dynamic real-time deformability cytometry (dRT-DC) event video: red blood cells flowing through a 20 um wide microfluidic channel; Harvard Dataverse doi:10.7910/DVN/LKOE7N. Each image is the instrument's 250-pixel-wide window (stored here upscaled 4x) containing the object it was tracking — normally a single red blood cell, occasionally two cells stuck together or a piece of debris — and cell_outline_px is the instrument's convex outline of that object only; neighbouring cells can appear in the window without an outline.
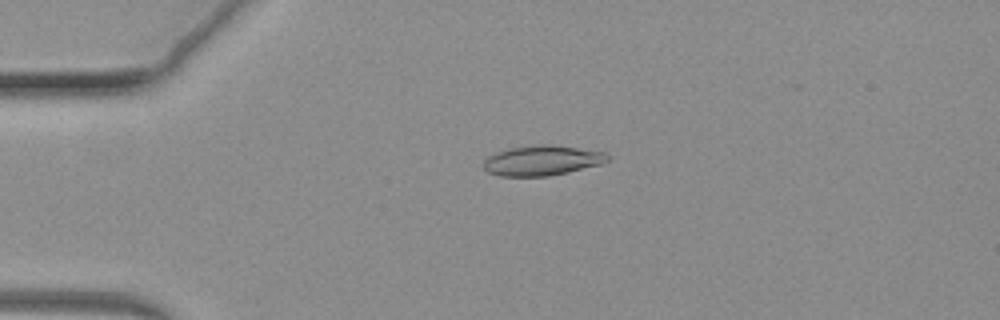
{"species": "common noctule bat (a hibernating species)", "species_latin": "Nyctalus noctula", "temperature_condition": "warm", "stored_images_in_passage": 59, "camera_frame_rate_fps": 3000, "um_per_image_px": 0.085, "animal": {"sex": "female", "body_mass_g": 19.3, "forearm_length_mm": 54.1}, "frame": {"image": 1, "passage_image": 14, "time_ms": 4.333, "image_size_px": [1000, 320], "cell_outline_px": [[608, 160], [600, 164], [568, 172], [548, 176], [500, 176], [488, 172], [484, 168], [484, 160], [488, 156], [496, 152], [512, 148], [536, 144], [552, 144], [608, 152]], "centroid_in_image_um": [46.09, 13.63], "position_along_channel_um": 38.9, "area_um2": 21.73}}
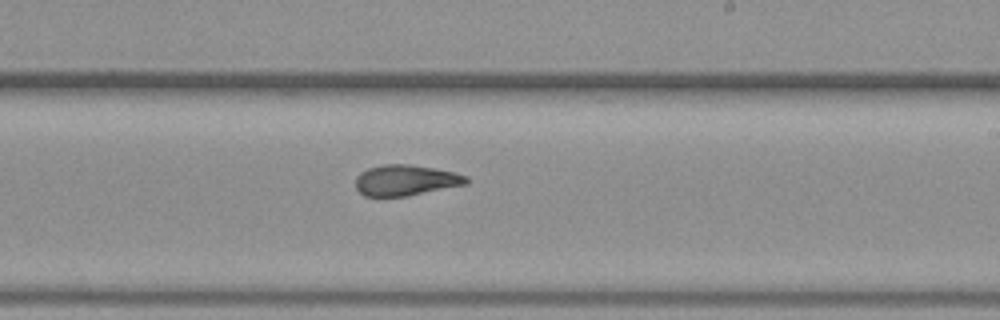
{"frame": {"image": 2, "passage_image": 39, "time_ms": 12.667, "image_size_px": [1000, 320], "cell_outline_px": [[468, 184], [408, 196], [364, 196], [356, 188], [356, 176], [360, 172], [368, 168], [384, 164], [408, 164], [432, 168], [452, 172], [468, 176]], "centroid_in_image_um": [34.47, 15.32], "position_along_channel_um": 254.5, "area_um2": 19.83}}
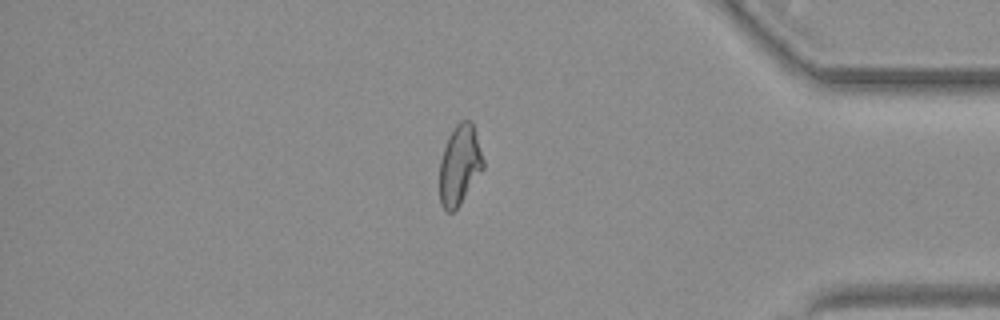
{"frame": {"image": 3, "passage_image": 56, "time_ms": 18.333, "image_size_px": [1000, 320], "cell_outline_px": [[484, 168], [460, 204], [452, 212], [448, 212], [440, 204], [440, 160], [448, 136], [456, 124], [460, 120], [472, 120], [484, 160]], "centroid_in_image_um": [39.07, 14.0], "position_along_channel_um": 396.1, "area_um2": 20.29}}